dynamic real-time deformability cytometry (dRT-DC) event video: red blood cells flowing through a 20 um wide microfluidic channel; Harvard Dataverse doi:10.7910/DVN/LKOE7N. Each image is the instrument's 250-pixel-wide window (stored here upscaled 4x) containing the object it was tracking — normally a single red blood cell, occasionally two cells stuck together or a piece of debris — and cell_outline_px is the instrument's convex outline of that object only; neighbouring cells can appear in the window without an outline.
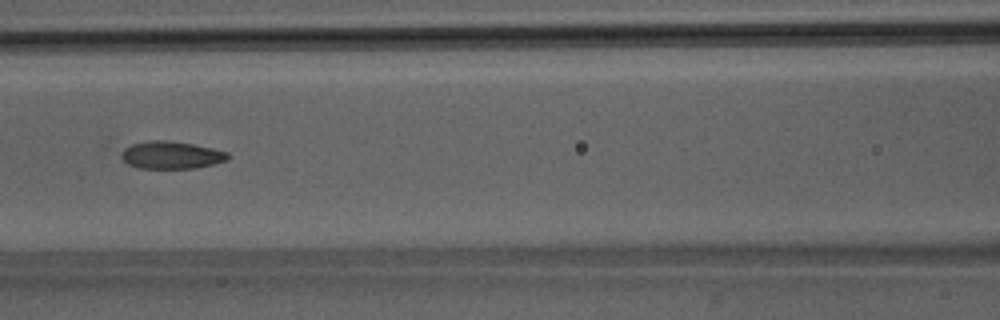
{"species": "Egyptian fruit bat (a non-hibernating species)", "species_latin": "Rousettus aegyptiacus", "temperature_condition": "room temperature", "stored_images_in_passage": 6, "camera_frame_rate_fps": 3000, "um_per_image_px": 0.085, "animal": {"sex": "male"}, "frame": {"image": 1, "passage_image": 6, "time_ms": 5.667, "image_size_px": [1000, 320], "cell_outline_px": [[228, 160], [196, 168], [136, 168], [128, 164], [120, 156], [120, 152], [124, 148], [132, 144], [152, 140], [164, 140], [192, 144], [212, 148], [228, 152]], "centroid_in_image_um": [14.53, 13.18], "position_along_channel_um": 152.1, "area_um2": 16.99}}